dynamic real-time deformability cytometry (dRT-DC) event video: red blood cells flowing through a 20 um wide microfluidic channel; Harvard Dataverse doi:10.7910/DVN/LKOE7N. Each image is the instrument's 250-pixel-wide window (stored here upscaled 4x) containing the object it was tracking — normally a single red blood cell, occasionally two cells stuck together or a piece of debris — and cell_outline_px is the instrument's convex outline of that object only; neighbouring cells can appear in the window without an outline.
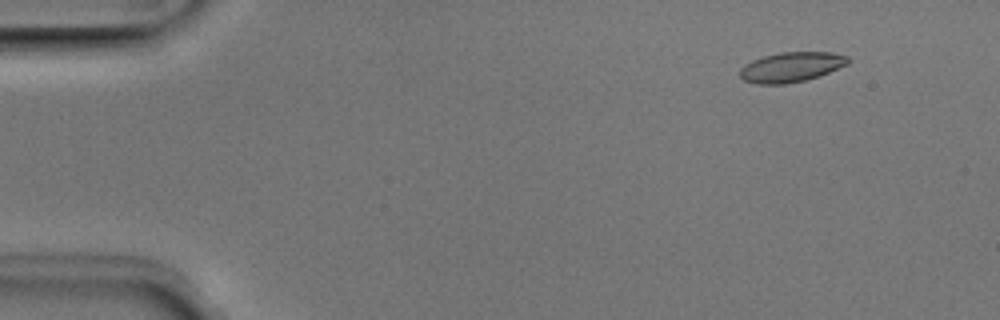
{"species": "Egyptian fruit bat (a non-hibernating species)", "species_latin": "Rousettus aegyptiacus", "temperature_condition": "room temperature", "stored_images_in_passage": 52, "camera_frame_rate_fps": 3000, "um_per_image_px": 0.085, "animal": {"sex": "male"}, "frame": {"image": 1, "passage_image": 6, "time_ms": 1.667, "image_size_px": [1000, 320], "cell_outline_px": [[848, 64], [820, 76], [804, 80], [784, 84], [756, 84], [744, 80], [740, 76], [740, 68], [752, 60], [764, 56], [780, 52], [832, 52], [848, 56]], "centroid_in_image_um": [67.26, 5.7], "position_along_channel_um": 17.7, "area_um2": 18.79}}
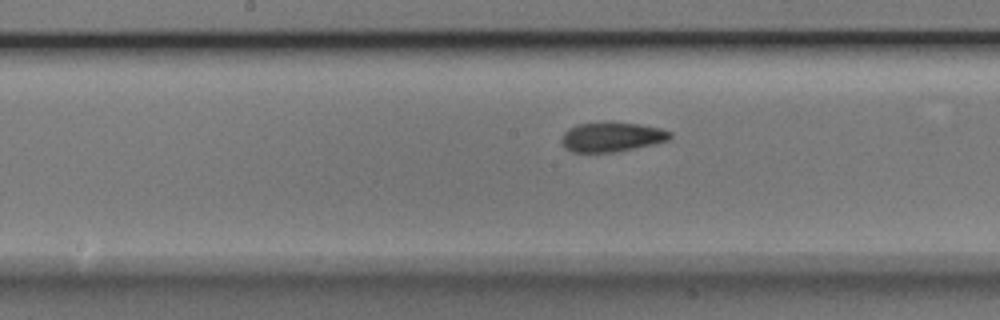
{"frame": {"image": 2, "passage_image": 27, "time_ms": 8.667, "image_size_px": [1000, 320], "cell_outline_px": [[672, 136], [668, 140], [656, 144], [616, 152], [572, 152], [564, 148], [560, 140], [564, 132], [568, 128], [580, 124], [608, 120], [612, 120], [640, 124], [660, 128], [672, 132]], "centroid_in_image_um": [52.0, 11.62], "position_along_channel_um": 196.2, "area_um2": 19.31}}
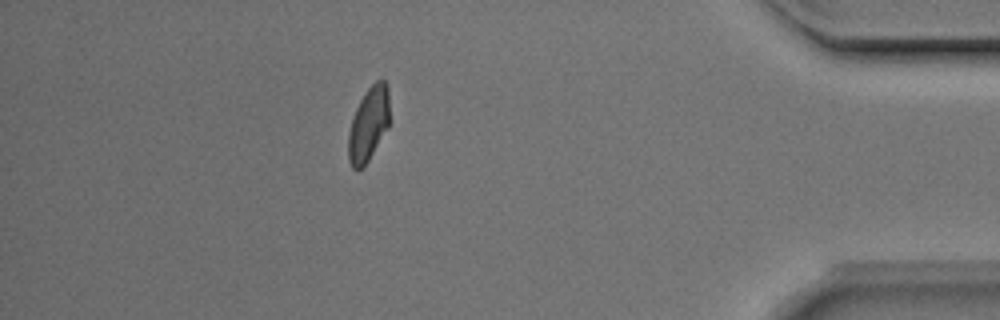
{"frame": {"image": 3, "passage_image": 46, "time_ms": 15.0, "image_size_px": [1000, 320], "cell_outline_px": [[388, 128], [368, 160], [356, 172], [352, 168], [348, 160], [348, 132], [352, 116], [364, 92], [376, 80], [384, 80], [388, 84]], "centroid_in_image_um": [31.3, 10.55], "position_along_channel_um": 403.9, "area_um2": 17.8}, "authors_computed_cell_mechanics": {"area_um2": 18.8717, "velocity_mm_per_s": 3.9706, "shape_relaxation_time_tau1_ms": 5.1574, "shape_relaxation_time_tau2_ms": 2.0906, "deformation_change_tau1": 0.1344, "deformation_change_tau2": 0.0827}}